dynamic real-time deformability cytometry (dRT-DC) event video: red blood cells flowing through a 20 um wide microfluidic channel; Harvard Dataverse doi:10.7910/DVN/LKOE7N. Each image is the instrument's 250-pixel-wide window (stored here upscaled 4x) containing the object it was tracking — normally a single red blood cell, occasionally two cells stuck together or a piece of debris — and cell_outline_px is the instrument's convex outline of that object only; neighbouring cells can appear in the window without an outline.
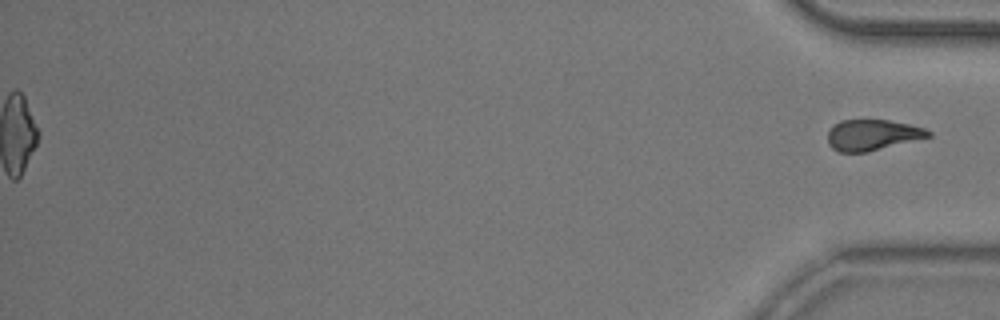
{"species": "common noctule bat (a hibernating species)", "species_latin": "Nyctalus noctula", "temperature_condition": "room temperature", "stored_images_in_passage": 53, "segment_of_instrument_passage": [2, 2], "camera_frame_rate_fps": 3000, "um_per_image_px": 0.085, "animal": {"sex": "male", "body_mass_g": 20.5, "forearm_length_mm": 52.5}, "frame": {"image": 1, "passage_image": 53, "time_ms": 17.333, "image_size_px": [1000, 320], "cell_outline_px": [[932, 136], [868, 152], [840, 152], [832, 148], [828, 144], [828, 132], [840, 120], [888, 120], [908, 124], [924, 128], [932, 132]], "centroid_in_image_um": [74.17, 11.48], "position_along_channel_um": 361.0, "area_um2": 17.98}}